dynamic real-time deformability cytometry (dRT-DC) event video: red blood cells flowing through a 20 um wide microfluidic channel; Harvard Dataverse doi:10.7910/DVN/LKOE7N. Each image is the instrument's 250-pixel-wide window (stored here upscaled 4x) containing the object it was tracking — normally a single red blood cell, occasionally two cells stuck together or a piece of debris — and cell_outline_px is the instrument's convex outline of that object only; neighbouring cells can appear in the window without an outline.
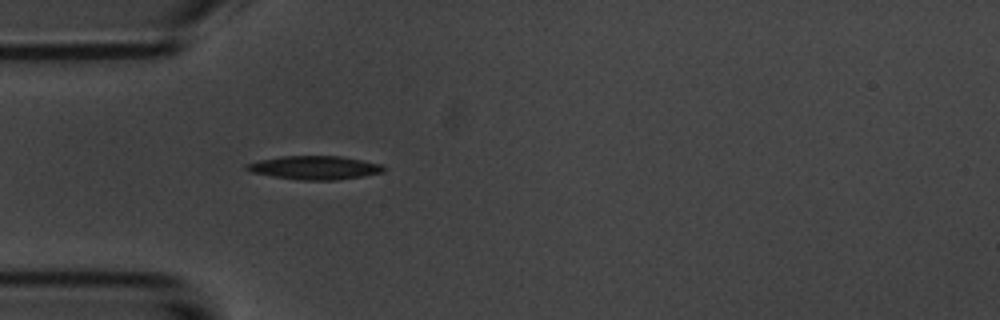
{"species": "common noctule bat (a hibernating species)", "species_latin": "Nyctalus noctula", "temperature_condition": "room temperature", "stored_images_in_passage": 4, "camera_frame_rate_fps": 3000, "um_per_image_px": 0.085, "animal": {"sex": "male", "body_mass_g": 20.1, "forearm_length_mm": 53.5}, "frame": {"image": 1, "passage_image": 4, "time_ms": 4.333, "image_size_px": [1000, 320], "cell_outline_px": [[388, 168], [384, 172], [364, 176], [336, 180], [300, 180], [272, 176], [252, 172], [244, 168], [244, 164], [260, 160], [280, 156], [340, 156], [380, 164]], "centroid_in_image_um": [26.75, 14.25], "position_along_channel_um": 58.3, "area_um2": 18.84}}